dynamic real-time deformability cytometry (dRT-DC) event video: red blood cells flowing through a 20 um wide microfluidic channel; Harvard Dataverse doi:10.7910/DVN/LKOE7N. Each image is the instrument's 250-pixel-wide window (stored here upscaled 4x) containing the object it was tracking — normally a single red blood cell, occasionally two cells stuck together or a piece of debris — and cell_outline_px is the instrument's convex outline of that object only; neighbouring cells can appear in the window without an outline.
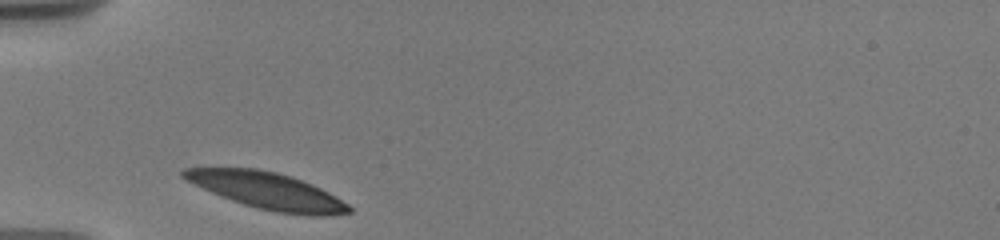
{"species": "human", "species_latin": "Homo sapiens", "temperature_condition": "warm", "stored_images_in_passage": 15, "camera_frame_rate_fps": 3000, "um_per_image_px": 0.085, "donor": {"sex": "male"}, "frame": {"image": 1, "passage_image": 1, "time_ms": 0.0, "image_size_px": [1000, 240], "cell_outline_px": [[352, 212], [324, 216], [308, 216], [276, 212], [244, 204], [232, 200], [212, 192], [180, 176], [180, 172], [184, 168], [256, 168], [276, 172], [292, 176], [312, 184], [328, 192], [348, 204], [352, 208]], "centroid_in_image_um": [22.76, 16.21], "position_along_channel_um": 62.2, "area_um2": 34.91}}
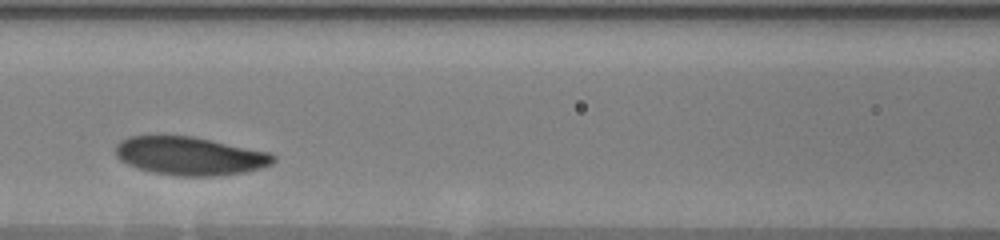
{"frame": {"image": 2, "passage_image": 6, "time_ms": 2.667, "image_size_px": [1000, 240], "cell_outline_px": [[276, 160], [272, 164], [260, 168], [244, 172], [216, 176], [180, 176], [152, 172], [128, 164], [120, 160], [116, 156], [116, 144], [120, 140], [128, 136], [192, 136], [268, 152], [276, 156]], "centroid_in_image_um": [16.13, 13.26], "position_along_channel_um": 150.5, "area_um2": 35.03}}
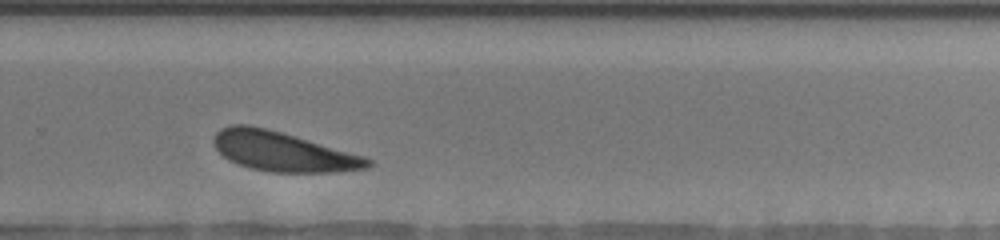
{"frame": {"image": 3, "passage_image": 13, "time_ms": 7.0, "image_size_px": [1000, 240], "cell_outline_px": [[372, 164], [368, 168], [332, 172], [268, 172], [248, 168], [236, 164], [228, 160], [212, 144], [212, 140], [216, 132], [220, 128], [232, 124], [248, 124], [268, 128], [364, 156], [372, 160]], "centroid_in_image_um": [23.99, 12.87], "position_along_channel_um": 305.8, "area_um2": 35.66}}